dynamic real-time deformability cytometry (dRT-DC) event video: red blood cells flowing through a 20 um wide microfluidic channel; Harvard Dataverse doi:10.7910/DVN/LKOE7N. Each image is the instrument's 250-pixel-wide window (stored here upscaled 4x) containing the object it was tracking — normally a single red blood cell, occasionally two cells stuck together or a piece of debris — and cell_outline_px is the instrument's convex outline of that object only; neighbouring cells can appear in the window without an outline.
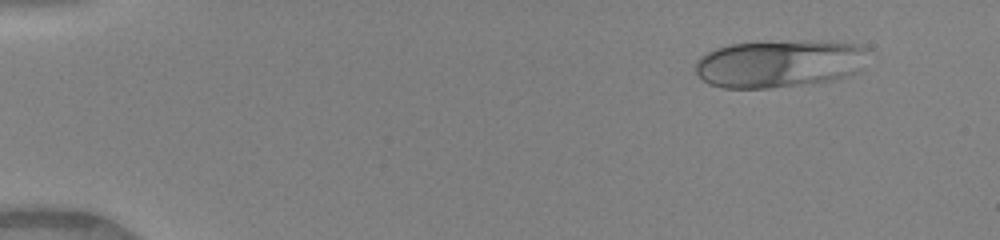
{"species": "human", "species_latin": "Homo sapiens", "temperature_condition": "warm", "stored_images_in_passage": 44, "camera_frame_rate_fps": 3000, "um_per_image_px": 0.085, "donor": {"sex": "female"}, "frame": {"image": 1, "passage_image": 1, "time_ms": 0.0, "image_size_px": [1000, 240], "cell_outline_px": [[868, 48], [860, 72], [848, 76], [832, 80], [812, 84], [768, 88], [724, 88], [708, 84], [696, 72], [696, 60], [700, 56], [716, 48], [728, 44], [860, 44]], "centroid_in_image_um": [66.21, 5.48], "position_along_channel_um": 18.8, "area_um2": 46.47}}
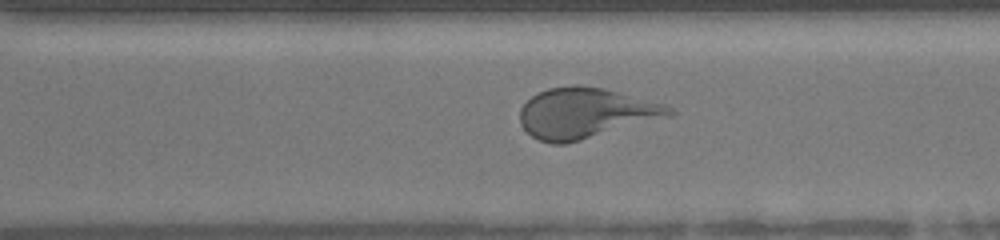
{"frame": {"image": 2, "passage_image": 31, "time_ms": 10.0, "image_size_px": [1000, 240], "cell_outline_px": [[676, 112], [672, 116], [580, 140], [564, 144], [552, 144], [540, 140], [532, 136], [520, 124], [520, 108], [532, 96], [548, 88], [572, 84], [580, 84], [604, 88], [664, 104], [672, 108]], "centroid_in_image_um": [49.77, 9.6], "position_along_channel_um": 320.8, "area_um2": 43.75}}
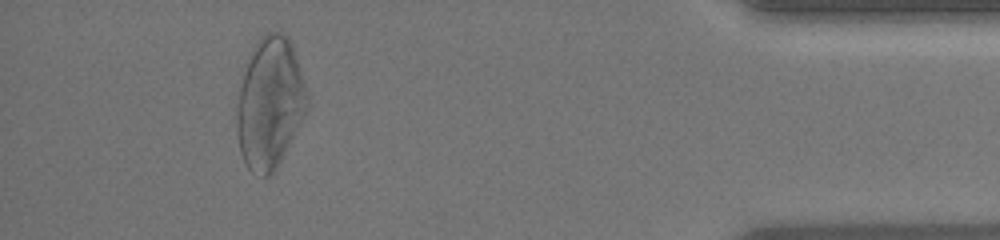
{"frame": {"image": 3, "passage_image": 41, "time_ms": 13.333, "image_size_px": [1000, 240], "cell_outline_px": [[308, 104], [276, 168], [268, 176], [264, 176], [252, 172], [248, 168], [240, 152], [236, 132], [236, 116], [240, 88], [244, 64], [252, 44], [260, 36], [268, 32], [280, 28], [292, 40], [308, 92]], "centroid_in_image_um": [22.91, 8.62], "position_along_channel_um": 412.3, "area_um2": 54.1}, "authors_computed_cell_mechanics": {"area_um2": 43.928, "velocity_mm_per_s": 4.1498, "shape_relaxation_time_tau1_ms": 3.7788, "shape_relaxation_time_tau2_ms": null, "deformation_change_tau1": 0.1649, "deformation_change_tau2": null}}